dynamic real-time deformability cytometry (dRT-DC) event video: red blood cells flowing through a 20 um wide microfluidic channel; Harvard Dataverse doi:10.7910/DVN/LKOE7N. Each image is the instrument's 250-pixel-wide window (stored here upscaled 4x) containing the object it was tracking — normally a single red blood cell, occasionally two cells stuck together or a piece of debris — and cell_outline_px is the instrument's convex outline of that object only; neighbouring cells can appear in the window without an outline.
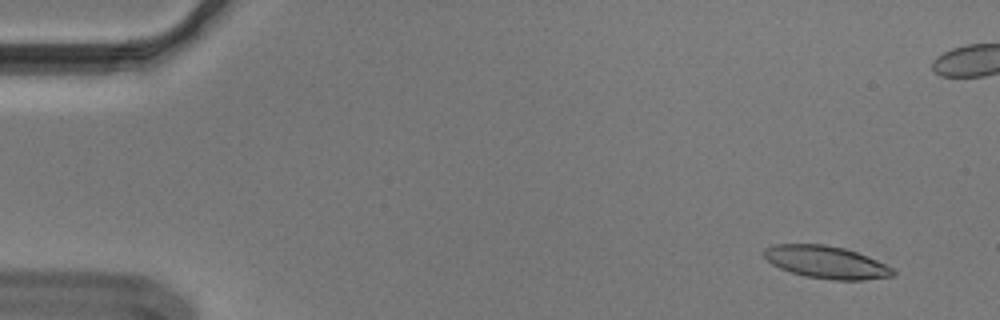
{"species": "Egyptian fruit bat (a non-hibernating species)", "species_latin": "Rousettus aegyptiacus", "temperature_condition": "cold", "stored_images_in_passage": 56, "camera_frame_rate_fps": 3000, "um_per_image_px": 0.085, "animal": {"sex": "male"}, "frame": {"image": 1, "passage_image": 4, "time_ms": 1.0, "image_size_px": [1000, 320], "cell_outline_px": [[896, 272], [892, 276], [860, 280], [832, 280], [804, 276], [780, 268], [772, 264], [760, 252], [764, 248], [772, 244], [824, 244], [844, 248], [856, 252], [876, 260], [892, 268]], "centroid_in_image_um": [70.17, 22.28], "position_along_channel_um": 14.8, "area_um2": 24.33}}
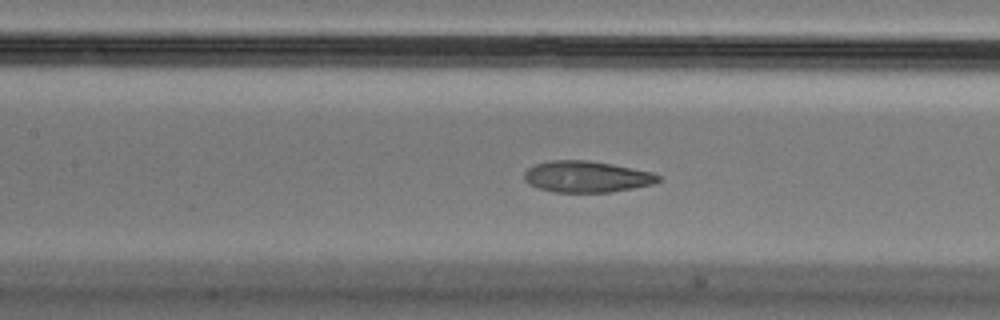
{"frame": {"image": 2, "passage_image": 25, "time_ms": 8.0, "image_size_px": [1000, 320], "cell_outline_px": [[660, 180], [652, 184], [632, 188], [608, 192], [552, 192], [528, 184], [524, 180], [524, 172], [528, 168], [536, 164], [552, 160], [588, 160], [612, 164], [652, 172], [660, 176]], "centroid_in_image_um": [49.83, 15.01], "position_along_channel_um": 157.6, "area_um2": 24.33}}
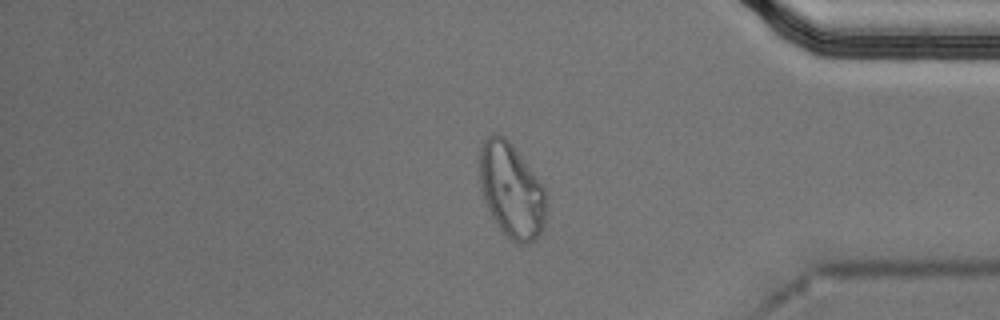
{"frame": {"image": 3, "passage_image": 46, "time_ms": 15.0, "image_size_px": [1000, 320], "cell_outline_px": [[548, 196], [544, 228], [528, 244], [516, 244], [500, 228], [492, 216], [484, 200], [480, 184], [480, 144], [488, 136], [496, 132], [504, 136], [512, 144], [544, 188]], "centroid_in_image_um": [43.48, 16.17], "position_along_channel_um": 391.7, "area_um2": 36.65}, "authors_computed_cell_mechanics": {"area_um2": 25.143, "velocity_mm_per_s": 3.6327, "shape_relaxation_time_tau1_ms": null, "shape_relaxation_time_tau2_ms": 1.5208, "deformation_change_tau1": null, "deformation_change_tau2": 0.0703}}